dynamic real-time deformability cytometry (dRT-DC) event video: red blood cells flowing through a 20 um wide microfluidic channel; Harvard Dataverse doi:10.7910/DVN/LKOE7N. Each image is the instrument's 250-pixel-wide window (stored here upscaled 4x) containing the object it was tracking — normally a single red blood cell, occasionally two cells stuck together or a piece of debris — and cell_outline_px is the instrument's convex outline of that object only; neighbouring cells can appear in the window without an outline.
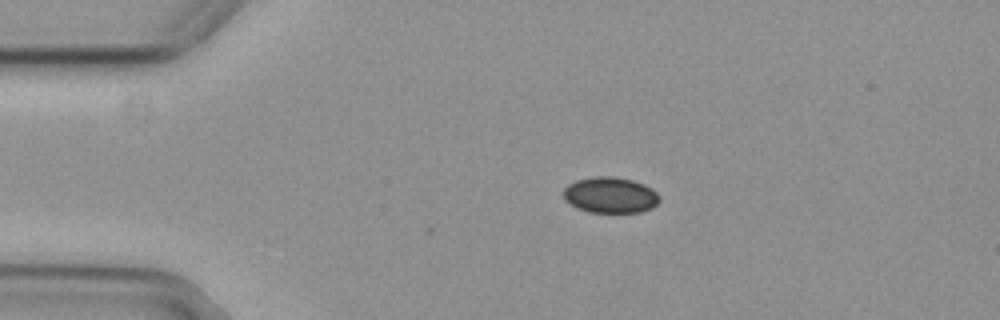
{"species": "common noctule bat (a hibernating species)", "species_latin": "Nyctalus noctula", "temperature_condition": "cold", "stored_images_in_passage": 5, "camera_frame_rate_fps": 3000, "um_per_image_px": 0.085, "animal": {"sex": "female", "body_mass_g": 29.2, "forearm_length_mm": 56.3}, "frame": {"image": 1, "passage_image": 2, "time_ms": 0.333, "image_size_px": [1000, 320], "cell_outline_px": [[660, 200], [652, 208], [640, 212], [588, 212], [576, 208], [564, 200], [564, 188], [568, 184], [576, 180], [596, 176], [612, 176], [632, 180], [644, 184], [652, 188], [660, 196]], "centroid_in_image_um": [51.87, 16.58], "position_along_channel_um": 33.1, "area_um2": 20.23}}
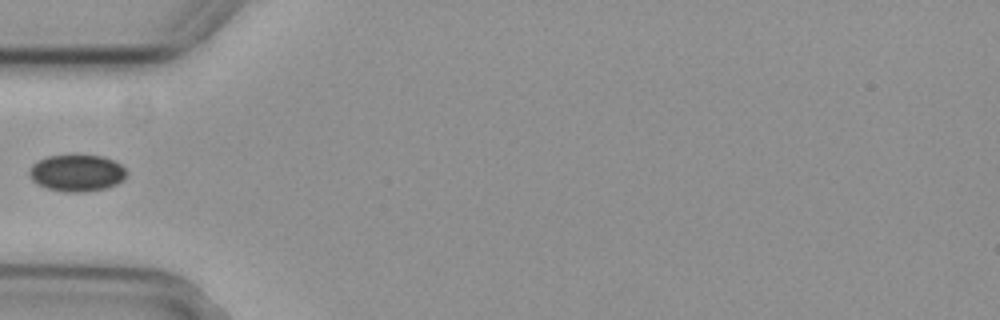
{"frame": {"image": 2, "passage_image": 4, "time_ms": 1.0, "image_size_px": [1000, 320], "cell_outline_px": [[128, 172], [124, 180], [116, 184], [104, 188], [84, 192], [64, 192], [48, 188], [32, 180], [28, 172], [32, 164], [48, 156], [100, 156], [112, 160], [120, 164]], "centroid_in_image_um": [6.55, 14.71], "position_along_channel_um": 78.5, "area_um2": 20.52}}
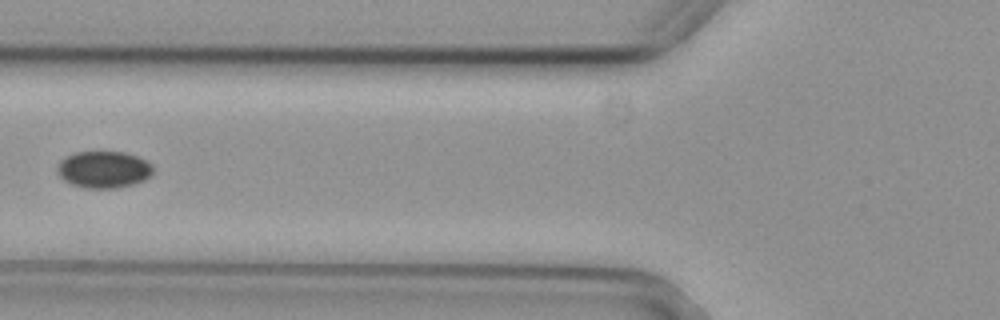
{"frame": {"image": 3, "passage_image": 5, "time_ms": 1.333, "image_size_px": [1000, 320], "cell_outline_px": [[152, 176], [144, 180], [120, 188], [84, 188], [72, 184], [64, 180], [60, 176], [56, 168], [60, 160], [76, 152], [124, 152], [148, 160], [152, 164]], "centroid_in_image_um": [8.84, 14.41], "position_along_channel_um": 117.0, "area_um2": 20.63}}